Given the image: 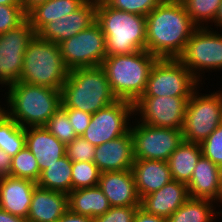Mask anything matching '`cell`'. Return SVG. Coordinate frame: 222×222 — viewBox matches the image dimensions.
Listing matches in <instances>:
<instances>
[{
	"mask_svg": "<svg viewBox=\"0 0 222 222\" xmlns=\"http://www.w3.org/2000/svg\"><path fill=\"white\" fill-rule=\"evenodd\" d=\"M197 28L181 0H163L146 16V50L157 58H178Z\"/></svg>",
	"mask_w": 222,
	"mask_h": 222,
	"instance_id": "1",
	"label": "cell"
},
{
	"mask_svg": "<svg viewBox=\"0 0 222 222\" xmlns=\"http://www.w3.org/2000/svg\"><path fill=\"white\" fill-rule=\"evenodd\" d=\"M8 91L6 114L23 128L45 126L62 105L58 89L19 81L9 85Z\"/></svg>",
	"mask_w": 222,
	"mask_h": 222,
	"instance_id": "2",
	"label": "cell"
},
{
	"mask_svg": "<svg viewBox=\"0 0 222 222\" xmlns=\"http://www.w3.org/2000/svg\"><path fill=\"white\" fill-rule=\"evenodd\" d=\"M96 22L106 41V56L146 50V17L97 2Z\"/></svg>",
	"mask_w": 222,
	"mask_h": 222,
	"instance_id": "3",
	"label": "cell"
},
{
	"mask_svg": "<svg viewBox=\"0 0 222 222\" xmlns=\"http://www.w3.org/2000/svg\"><path fill=\"white\" fill-rule=\"evenodd\" d=\"M158 58L147 50L106 56L101 67L113 95L135 103L145 92L150 70Z\"/></svg>",
	"mask_w": 222,
	"mask_h": 222,
	"instance_id": "4",
	"label": "cell"
},
{
	"mask_svg": "<svg viewBox=\"0 0 222 222\" xmlns=\"http://www.w3.org/2000/svg\"><path fill=\"white\" fill-rule=\"evenodd\" d=\"M61 92L62 108L78 109L90 114L118 100L101 66L70 70Z\"/></svg>",
	"mask_w": 222,
	"mask_h": 222,
	"instance_id": "5",
	"label": "cell"
},
{
	"mask_svg": "<svg viewBox=\"0 0 222 222\" xmlns=\"http://www.w3.org/2000/svg\"><path fill=\"white\" fill-rule=\"evenodd\" d=\"M68 75L59 46L36 34L24 53L19 81L62 90Z\"/></svg>",
	"mask_w": 222,
	"mask_h": 222,
	"instance_id": "6",
	"label": "cell"
},
{
	"mask_svg": "<svg viewBox=\"0 0 222 222\" xmlns=\"http://www.w3.org/2000/svg\"><path fill=\"white\" fill-rule=\"evenodd\" d=\"M196 92L188 100L182 132L185 141L201 144L222 123V92Z\"/></svg>",
	"mask_w": 222,
	"mask_h": 222,
	"instance_id": "7",
	"label": "cell"
},
{
	"mask_svg": "<svg viewBox=\"0 0 222 222\" xmlns=\"http://www.w3.org/2000/svg\"><path fill=\"white\" fill-rule=\"evenodd\" d=\"M198 82L177 58H158L150 70L142 96H191Z\"/></svg>",
	"mask_w": 222,
	"mask_h": 222,
	"instance_id": "8",
	"label": "cell"
},
{
	"mask_svg": "<svg viewBox=\"0 0 222 222\" xmlns=\"http://www.w3.org/2000/svg\"><path fill=\"white\" fill-rule=\"evenodd\" d=\"M66 67L76 68L101 66L106 57V41L101 26L95 22L58 44Z\"/></svg>",
	"mask_w": 222,
	"mask_h": 222,
	"instance_id": "9",
	"label": "cell"
},
{
	"mask_svg": "<svg viewBox=\"0 0 222 222\" xmlns=\"http://www.w3.org/2000/svg\"><path fill=\"white\" fill-rule=\"evenodd\" d=\"M133 137L135 160L166 161L175 149L183 142L180 129L149 126L140 123L130 127Z\"/></svg>",
	"mask_w": 222,
	"mask_h": 222,
	"instance_id": "10",
	"label": "cell"
},
{
	"mask_svg": "<svg viewBox=\"0 0 222 222\" xmlns=\"http://www.w3.org/2000/svg\"><path fill=\"white\" fill-rule=\"evenodd\" d=\"M207 27H198L193 32L183 53L177 58L198 81H201V70L222 68V34Z\"/></svg>",
	"mask_w": 222,
	"mask_h": 222,
	"instance_id": "11",
	"label": "cell"
},
{
	"mask_svg": "<svg viewBox=\"0 0 222 222\" xmlns=\"http://www.w3.org/2000/svg\"><path fill=\"white\" fill-rule=\"evenodd\" d=\"M134 114V103L117 100L92 114L90 124L81 135L95 147L126 134L130 127L129 116Z\"/></svg>",
	"mask_w": 222,
	"mask_h": 222,
	"instance_id": "12",
	"label": "cell"
},
{
	"mask_svg": "<svg viewBox=\"0 0 222 222\" xmlns=\"http://www.w3.org/2000/svg\"><path fill=\"white\" fill-rule=\"evenodd\" d=\"M191 96H141L134 103V114L149 126L182 130L188 100Z\"/></svg>",
	"mask_w": 222,
	"mask_h": 222,
	"instance_id": "13",
	"label": "cell"
},
{
	"mask_svg": "<svg viewBox=\"0 0 222 222\" xmlns=\"http://www.w3.org/2000/svg\"><path fill=\"white\" fill-rule=\"evenodd\" d=\"M35 35L27 18L16 28L0 34V84L19 82L24 53Z\"/></svg>",
	"mask_w": 222,
	"mask_h": 222,
	"instance_id": "14",
	"label": "cell"
},
{
	"mask_svg": "<svg viewBox=\"0 0 222 222\" xmlns=\"http://www.w3.org/2000/svg\"><path fill=\"white\" fill-rule=\"evenodd\" d=\"M97 2L85 1L74 12L47 23L37 35L43 40L56 43L76 36L96 22Z\"/></svg>",
	"mask_w": 222,
	"mask_h": 222,
	"instance_id": "15",
	"label": "cell"
},
{
	"mask_svg": "<svg viewBox=\"0 0 222 222\" xmlns=\"http://www.w3.org/2000/svg\"><path fill=\"white\" fill-rule=\"evenodd\" d=\"M134 160L133 137L129 130L126 134L97 146L93 163L102 173L130 170Z\"/></svg>",
	"mask_w": 222,
	"mask_h": 222,
	"instance_id": "16",
	"label": "cell"
},
{
	"mask_svg": "<svg viewBox=\"0 0 222 222\" xmlns=\"http://www.w3.org/2000/svg\"><path fill=\"white\" fill-rule=\"evenodd\" d=\"M190 198L186 183L169 181L160 190L140 199V208L145 212L168 219Z\"/></svg>",
	"mask_w": 222,
	"mask_h": 222,
	"instance_id": "17",
	"label": "cell"
},
{
	"mask_svg": "<svg viewBox=\"0 0 222 222\" xmlns=\"http://www.w3.org/2000/svg\"><path fill=\"white\" fill-rule=\"evenodd\" d=\"M98 187L111 207L140 206L132 170L102 172Z\"/></svg>",
	"mask_w": 222,
	"mask_h": 222,
	"instance_id": "18",
	"label": "cell"
},
{
	"mask_svg": "<svg viewBox=\"0 0 222 222\" xmlns=\"http://www.w3.org/2000/svg\"><path fill=\"white\" fill-rule=\"evenodd\" d=\"M37 183L13 176L0 178V208L11 215L27 219Z\"/></svg>",
	"mask_w": 222,
	"mask_h": 222,
	"instance_id": "19",
	"label": "cell"
},
{
	"mask_svg": "<svg viewBox=\"0 0 222 222\" xmlns=\"http://www.w3.org/2000/svg\"><path fill=\"white\" fill-rule=\"evenodd\" d=\"M25 145L37 159L40 172L66 155V145L45 126L25 128Z\"/></svg>",
	"mask_w": 222,
	"mask_h": 222,
	"instance_id": "20",
	"label": "cell"
},
{
	"mask_svg": "<svg viewBox=\"0 0 222 222\" xmlns=\"http://www.w3.org/2000/svg\"><path fill=\"white\" fill-rule=\"evenodd\" d=\"M67 210V194L37 185L33 191L27 220L28 222H58Z\"/></svg>",
	"mask_w": 222,
	"mask_h": 222,
	"instance_id": "21",
	"label": "cell"
},
{
	"mask_svg": "<svg viewBox=\"0 0 222 222\" xmlns=\"http://www.w3.org/2000/svg\"><path fill=\"white\" fill-rule=\"evenodd\" d=\"M131 170L140 199L173 180L166 161L134 160Z\"/></svg>",
	"mask_w": 222,
	"mask_h": 222,
	"instance_id": "22",
	"label": "cell"
},
{
	"mask_svg": "<svg viewBox=\"0 0 222 222\" xmlns=\"http://www.w3.org/2000/svg\"><path fill=\"white\" fill-rule=\"evenodd\" d=\"M221 177L220 168L202 155L187 184L190 198L215 202L219 195Z\"/></svg>",
	"mask_w": 222,
	"mask_h": 222,
	"instance_id": "23",
	"label": "cell"
},
{
	"mask_svg": "<svg viewBox=\"0 0 222 222\" xmlns=\"http://www.w3.org/2000/svg\"><path fill=\"white\" fill-rule=\"evenodd\" d=\"M67 196L68 210L74 214L94 218L105 214L111 207L98 186L76 189Z\"/></svg>",
	"mask_w": 222,
	"mask_h": 222,
	"instance_id": "24",
	"label": "cell"
},
{
	"mask_svg": "<svg viewBox=\"0 0 222 222\" xmlns=\"http://www.w3.org/2000/svg\"><path fill=\"white\" fill-rule=\"evenodd\" d=\"M201 156L202 148L199 143L183 140L167 160L172 178L188 184Z\"/></svg>",
	"mask_w": 222,
	"mask_h": 222,
	"instance_id": "25",
	"label": "cell"
},
{
	"mask_svg": "<svg viewBox=\"0 0 222 222\" xmlns=\"http://www.w3.org/2000/svg\"><path fill=\"white\" fill-rule=\"evenodd\" d=\"M86 0H48L37 5L26 16L37 34L47 23L77 10Z\"/></svg>",
	"mask_w": 222,
	"mask_h": 222,
	"instance_id": "26",
	"label": "cell"
},
{
	"mask_svg": "<svg viewBox=\"0 0 222 222\" xmlns=\"http://www.w3.org/2000/svg\"><path fill=\"white\" fill-rule=\"evenodd\" d=\"M39 187L68 194L72 191V162L63 156L41 171L37 181Z\"/></svg>",
	"mask_w": 222,
	"mask_h": 222,
	"instance_id": "27",
	"label": "cell"
},
{
	"mask_svg": "<svg viewBox=\"0 0 222 222\" xmlns=\"http://www.w3.org/2000/svg\"><path fill=\"white\" fill-rule=\"evenodd\" d=\"M213 201L207 199L189 198L167 222H213L215 213Z\"/></svg>",
	"mask_w": 222,
	"mask_h": 222,
	"instance_id": "28",
	"label": "cell"
},
{
	"mask_svg": "<svg viewBox=\"0 0 222 222\" xmlns=\"http://www.w3.org/2000/svg\"><path fill=\"white\" fill-rule=\"evenodd\" d=\"M25 146V128L7 114L0 119V149L11 158Z\"/></svg>",
	"mask_w": 222,
	"mask_h": 222,
	"instance_id": "29",
	"label": "cell"
},
{
	"mask_svg": "<svg viewBox=\"0 0 222 222\" xmlns=\"http://www.w3.org/2000/svg\"><path fill=\"white\" fill-rule=\"evenodd\" d=\"M40 174L38 161L26 145L12 157L11 176L37 183Z\"/></svg>",
	"mask_w": 222,
	"mask_h": 222,
	"instance_id": "30",
	"label": "cell"
},
{
	"mask_svg": "<svg viewBox=\"0 0 222 222\" xmlns=\"http://www.w3.org/2000/svg\"><path fill=\"white\" fill-rule=\"evenodd\" d=\"M188 16L197 27L214 22L222 0H181ZM203 22V23H202ZM203 26H202V24ZM201 25V26H200Z\"/></svg>",
	"mask_w": 222,
	"mask_h": 222,
	"instance_id": "31",
	"label": "cell"
},
{
	"mask_svg": "<svg viewBox=\"0 0 222 222\" xmlns=\"http://www.w3.org/2000/svg\"><path fill=\"white\" fill-rule=\"evenodd\" d=\"M100 174L93 162H72V191L98 186Z\"/></svg>",
	"mask_w": 222,
	"mask_h": 222,
	"instance_id": "32",
	"label": "cell"
},
{
	"mask_svg": "<svg viewBox=\"0 0 222 222\" xmlns=\"http://www.w3.org/2000/svg\"><path fill=\"white\" fill-rule=\"evenodd\" d=\"M45 128L65 145L77 137L67 113L62 107L51 116Z\"/></svg>",
	"mask_w": 222,
	"mask_h": 222,
	"instance_id": "33",
	"label": "cell"
},
{
	"mask_svg": "<svg viewBox=\"0 0 222 222\" xmlns=\"http://www.w3.org/2000/svg\"><path fill=\"white\" fill-rule=\"evenodd\" d=\"M107 6L125 12L147 16L163 0H102Z\"/></svg>",
	"mask_w": 222,
	"mask_h": 222,
	"instance_id": "34",
	"label": "cell"
},
{
	"mask_svg": "<svg viewBox=\"0 0 222 222\" xmlns=\"http://www.w3.org/2000/svg\"><path fill=\"white\" fill-rule=\"evenodd\" d=\"M95 148L82 136H77L66 145V156L71 162H93Z\"/></svg>",
	"mask_w": 222,
	"mask_h": 222,
	"instance_id": "35",
	"label": "cell"
},
{
	"mask_svg": "<svg viewBox=\"0 0 222 222\" xmlns=\"http://www.w3.org/2000/svg\"><path fill=\"white\" fill-rule=\"evenodd\" d=\"M200 145L202 155L220 167L222 165V123Z\"/></svg>",
	"mask_w": 222,
	"mask_h": 222,
	"instance_id": "36",
	"label": "cell"
},
{
	"mask_svg": "<svg viewBox=\"0 0 222 222\" xmlns=\"http://www.w3.org/2000/svg\"><path fill=\"white\" fill-rule=\"evenodd\" d=\"M26 18L22 5L0 4V34L16 28Z\"/></svg>",
	"mask_w": 222,
	"mask_h": 222,
	"instance_id": "37",
	"label": "cell"
},
{
	"mask_svg": "<svg viewBox=\"0 0 222 222\" xmlns=\"http://www.w3.org/2000/svg\"><path fill=\"white\" fill-rule=\"evenodd\" d=\"M139 207H110L105 214L94 217L93 222H133Z\"/></svg>",
	"mask_w": 222,
	"mask_h": 222,
	"instance_id": "38",
	"label": "cell"
},
{
	"mask_svg": "<svg viewBox=\"0 0 222 222\" xmlns=\"http://www.w3.org/2000/svg\"><path fill=\"white\" fill-rule=\"evenodd\" d=\"M77 136H81L90 124L92 114L78 109L63 108Z\"/></svg>",
	"mask_w": 222,
	"mask_h": 222,
	"instance_id": "39",
	"label": "cell"
},
{
	"mask_svg": "<svg viewBox=\"0 0 222 222\" xmlns=\"http://www.w3.org/2000/svg\"><path fill=\"white\" fill-rule=\"evenodd\" d=\"M12 158L2 149H0V178L11 176Z\"/></svg>",
	"mask_w": 222,
	"mask_h": 222,
	"instance_id": "40",
	"label": "cell"
},
{
	"mask_svg": "<svg viewBox=\"0 0 222 222\" xmlns=\"http://www.w3.org/2000/svg\"><path fill=\"white\" fill-rule=\"evenodd\" d=\"M133 222H167V219L147 213L139 207Z\"/></svg>",
	"mask_w": 222,
	"mask_h": 222,
	"instance_id": "41",
	"label": "cell"
},
{
	"mask_svg": "<svg viewBox=\"0 0 222 222\" xmlns=\"http://www.w3.org/2000/svg\"><path fill=\"white\" fill-rule=\"evenodd\" d=\"M58 222H93V218L74 214L67 210Z\"/></svg>",
	"mask_w": 222,
	"mask_h": 222,
	"instance_id": "42",
	"label": "cell"
},
{
	"mask_svg": "<svg viewBox=\"0 0 222 222\" xmlns=\"http://www.w3.org/2000/svg\"><path fill=\"white\" fill-rule=\"evenodd\" d=\"M0 222H28L26 218L11 215L0 208Z\"/></svg>",
	"mask_w": 222,
	"mask_h": 222,
	"instance_id": "43",
	"label": "cell"
},
{
	"mask_svg": "<svg viewBox=\"0 0 222 222\" xmlns=\"http://www.w3.org/2000/svg\"><path fill=\"white\" fill-rule=\"evenodd\" d=\"M48 0H22V8L27 15L37 5L47 2Z\"/></svg>",
	"mask_w": 222,
	"mask_h": 222,
	"instance_id": "44",
	"label": "cell"
},
{
	"mask_svg": "<svg viewBox=\"0 0 222 222\" xmlns=\"http://www.w3.org/2000/svg\"><path fill=\"white\" fill-rule=\"evenodd\" d=\"M216 23V24H215ZM214 24L216 26H219V27H222V2L219 6V9H218V12H217V15H216V19L214 21Z\"/></svg>",
	"mask_w": 222,
	"mask_h": 222,
	"instance_id": "45",
	"label": "cell"
},
{
	"mask_svg": "<svg viewBox=\"0 0 222 222\" xmlns=\"http://www.w3.org/2000/svg\"><path fill=\"white\" fill-rule=\"evenodd\" d=\"M1 5H22V0H0Z\"/></svg>",
	"mask_w": 222,
	"mask_h": 222,
	"instance_id": "46",
	"label": "cell"
},
{
	"mask_svg": "<svg viewBox=\"0 0 222 222\" xmlns=\"http://www.w3.org/2000/svg\"><path fill=\"white\" fill-rule=\"evenodd\" d=\"M215 201H217V202L219 201V202L222 203V177H221V182H220L219 195H218V197L216 198Z\"/></svg>",
	"mask_w": 222,
	"mask_h": 222,
	"instance_id": "47",
	"label": "cell"
},
{
	"mask_svg": "<svg viewBox=\"0 0 222 222\" xmlns=\"http://www.w3.org/2000/svg\"><path fill=\"white\" fill-rule=\"evenodd\" d=\"M1 106V105H0ZM6 114V109L4 110V108L0 107V119L2 118V116Z\"/></svg>",
	"mask_w": 222,
	"mask_h": 222,
	"instance_id": "48",
	"label": "cell"
},
{
	"mask_svg": "<svg viewBox=\"0 0 222 222\" xmlns=\"http://www.w3.org/2000/svg\"><path fill=\"white\" fill-rule=\"evenodd\" d=\"M86 1H95V2H99V1H102V0H86Z\"/></svg>",
	"mask_w": 222,
	"mask_h": 222,
	"instance_id": "49",
	"label": "cell"
}]
</instances>
